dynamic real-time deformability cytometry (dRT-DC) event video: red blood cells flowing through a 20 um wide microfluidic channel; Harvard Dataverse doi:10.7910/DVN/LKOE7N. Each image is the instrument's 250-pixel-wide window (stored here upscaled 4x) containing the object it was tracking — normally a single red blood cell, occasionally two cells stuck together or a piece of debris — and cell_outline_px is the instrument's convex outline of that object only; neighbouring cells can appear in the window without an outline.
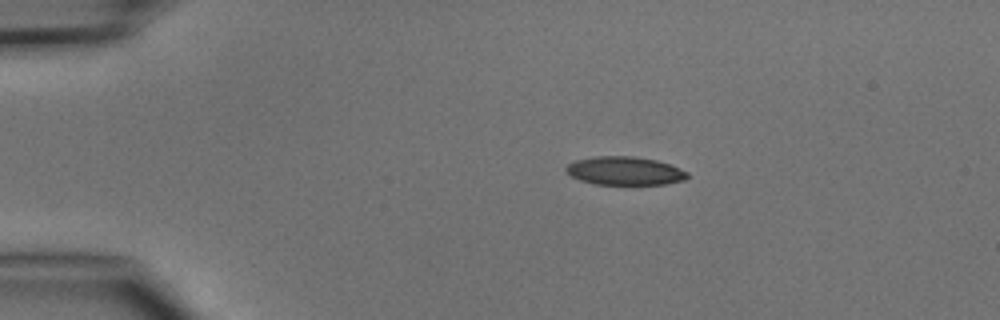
{"species": "common noctule bat (a hibernating species)", "species_latin": "Nyctalus noctula", "temperature_condition": "cold", "stored_images_in_passage": 3, "camera_frame_rate_fps": 3000, "um_per_image_px": 0.085, "animal": {"sex": "male", "body_mass_g": 15.6}, "frame": {"image": 1, "passage_image": 1, "time_ms": 0.0, "image_size_px": [1000, 320], "cell_outline_px": [[688, 176], [684, 180], [664, 184], [596, 184], [580, 180], [572, 176], [564, 168], [568, 164], [576, 160], [596, 156], [632, 156], [656, 160], [668, 164], [688, 172]], "centroid_in_image_um": [53.09, 14.52], "position_along_channel_um": 31.9, "area_um2": 19.83}}
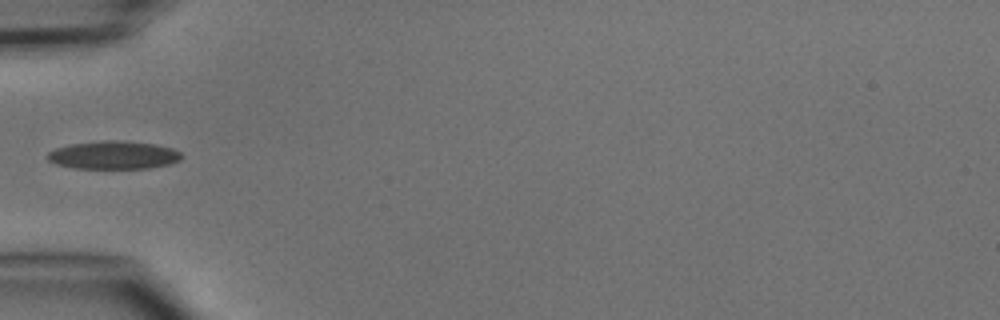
{"frame": {"image": 2, "passage_image": 3, "time_ms": 2.333, "image_size_px": [1000, 320], "cell_outline_px": [[184, 156], [180, 160], [168, 164], [148, 168], [72, 168], [56, 164], [48, 160], [44, 156], [48, 152], [56, 148], [68, 144], [104, 140], [120, 140], [156, 144], [172, 148], [180, 152]], "centroid_in_image_um": [9.62, 13.17], "position_along_channel_um": 75.4, "area_um2": 22.14}}